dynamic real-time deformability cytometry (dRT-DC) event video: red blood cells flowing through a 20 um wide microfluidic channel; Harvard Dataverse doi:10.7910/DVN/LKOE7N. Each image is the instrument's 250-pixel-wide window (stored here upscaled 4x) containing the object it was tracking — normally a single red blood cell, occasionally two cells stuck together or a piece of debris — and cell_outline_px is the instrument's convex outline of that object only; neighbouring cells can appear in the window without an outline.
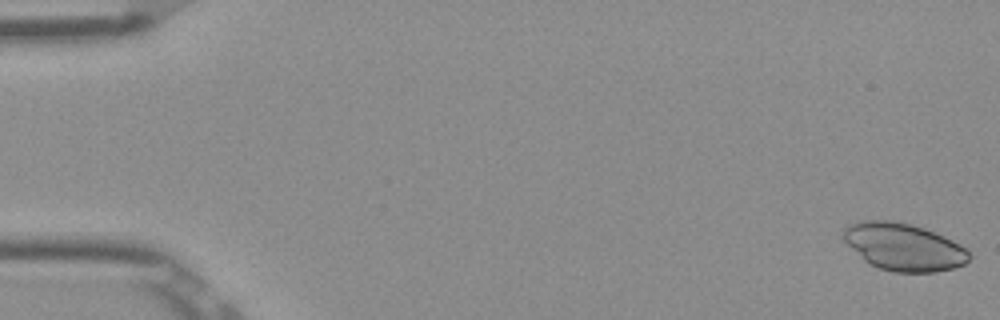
{"species": "Egyptian fruit bat (a non-hibernating species)", "species_latin": "Rousettus aegyptiacus", "temperature_condition": "room temperature", "stored_images_in_passage": 12, "camera_frame_rate_fps": 3000, "um_per_image_px": 0.085, "frame": {"image": 1, "passage_image": 1, "time_ms": 0.0, "image_size_px": [1000, 320], "cell_outline_px": [[972, 256], [964, 264], [952, 268], [936, 272], [892, 272], [880, 268], [864, 260], [840, 236], [844, 228], [848, 224], [860, 220], [892, 220], [912, 224], [924, 228], [944, 236], [960, 244]], "centroid_in_image_um": [76.79, 20.97], "position_along_channel_um": 8.2, "area_um2": 34.74}}